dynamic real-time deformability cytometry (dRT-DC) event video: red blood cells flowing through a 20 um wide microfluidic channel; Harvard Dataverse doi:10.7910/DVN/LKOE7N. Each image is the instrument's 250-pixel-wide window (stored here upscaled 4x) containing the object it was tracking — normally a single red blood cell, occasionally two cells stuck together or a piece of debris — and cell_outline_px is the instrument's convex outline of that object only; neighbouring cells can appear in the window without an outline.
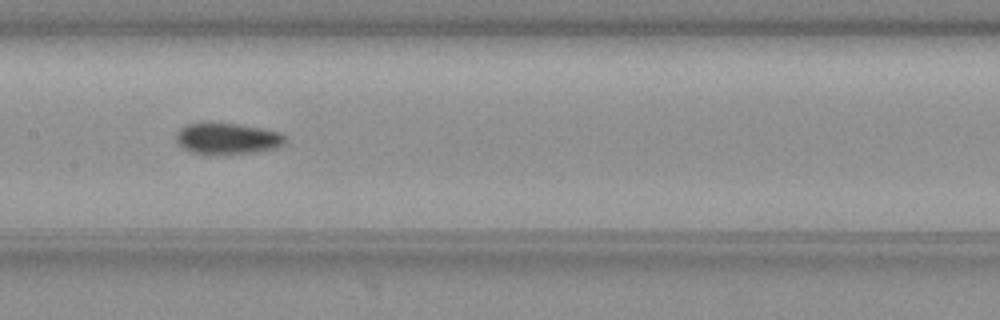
{"species": "common noctule bat (a hibernating species)", "species_latin": "Nyctalus noctula", "temperature_condition": "warm", "stored_images_in_passage": 52, "camera_frame_rate_fps": 3000, "um_per_image_px": 0.085, "animal": {"sex": "female", "body_mass_g": 19.3, "forearm_length_mm": 54.1}, "frame": {"image": 1, "passage_image": 25, "time_ms": 8.0, "image_size_px": [1000, 320], "cell_outline_px": [[284, 140], [276, 148], [256, 152], [228, 156], [208, 156], [192, 152], [184, 148], [176, 140], [176, 136], [180, 128], [188, 124], [236, 124], [276, 132], [284, 136]], "centroid_in_image_um": [19.26, 11.85], "position_along_channel_um": 188.1, "area_um2": 19.65}}
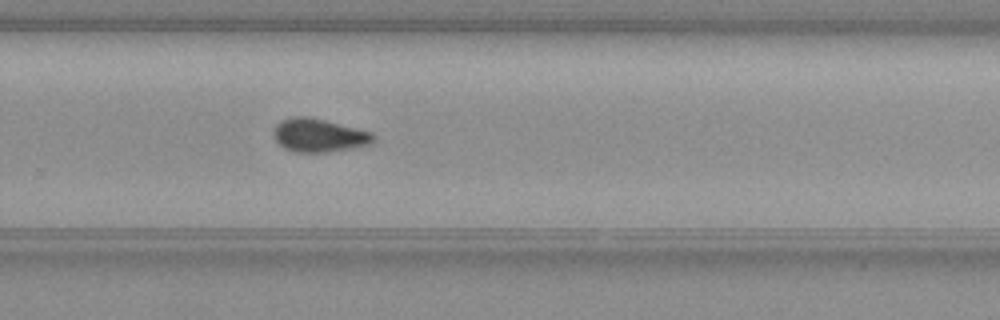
{"frame": {"image": 2, "passage_image": 34, "time_ms": 11.0, "image_size_px": [1000, 320], "cell_outline_px": [[376, 140], [368, 144], [348, 148], [324, 152], [296, 152], [284, 148], [276, 140], [276, 124], [280, 120], [292, 116], [308, 116], [372, 132], [376, 136]], "centroid_in_image_um": [27.12, 11.49], "position_along_channel_um": 302.7, "area_um2": 19.02}}
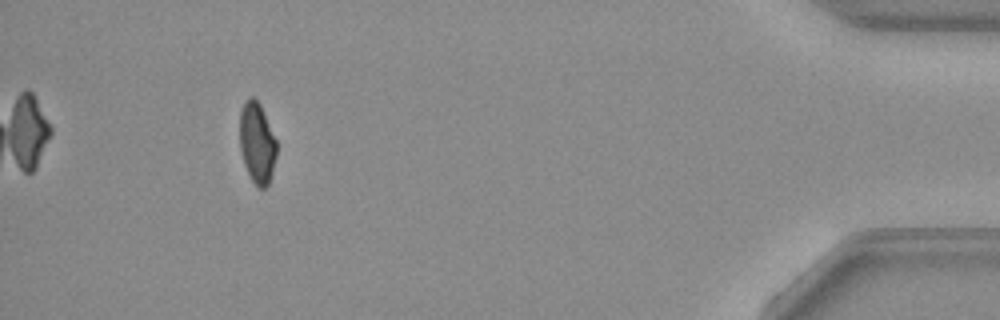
{"frame": {"image": 3, "passage_image": 48, "time_ms": 15.667, "image_size_px": [1000, 320], "cell_outline_px": [[276, 156], [272, 176], [268, 184], [264, 188], [260, 188], [252, 180], [244, 164], [240, 148], [240, 112], [244, 100], [248, 96], [252, 96], [260, 104], [276, 140]], "centroid_in_image_um": [21.84, 12.13], "position_along_channel_um": 413.4, "area_um2": 17.34}, "authors_computed_cell_mechanics": {"area_um2": 18.9006, "velocity_mm_per_s": 3.8363, "shape_relaxation_time_tau1_ms": 11.277, "shape_relaxation_time_tau2_ms": 8.8274, "deformation_change_tau1": 0.2023, "deformation_change_tau2": 0.1261}}